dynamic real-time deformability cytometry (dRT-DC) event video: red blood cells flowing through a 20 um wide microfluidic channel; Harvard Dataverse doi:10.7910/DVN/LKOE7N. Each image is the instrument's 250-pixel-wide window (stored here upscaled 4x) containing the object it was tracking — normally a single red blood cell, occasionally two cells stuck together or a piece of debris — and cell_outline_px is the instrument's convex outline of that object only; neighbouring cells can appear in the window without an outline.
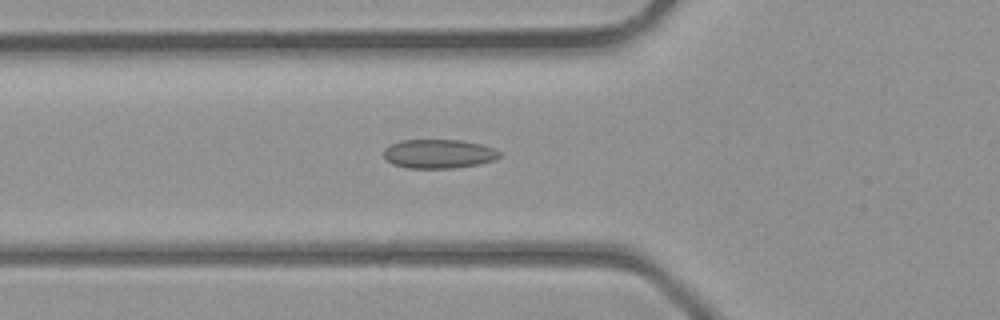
{"species": "common noctule bat (a hibernating species)", "species_latin": "Nyctalus noctula", "temperature_condition": "room temperature", "stored_images_in_passage": 35, "camera_frame_rate_fps": 3000, "um_per_image_px": 0.085, "animal": {"sex": "male", "body_mass_g": 23.1, "forearm_length_mm": 52.7}, "frame": {"image": 1, "passage_image": 9, "time_ms": 2.667, "image_size_px": [1000, 320], "cell_outline_px": [[504, 152], [496, 160], [476, 164], [452, 168], [408, 168], [392, 164], [384, 156], [384, 148], [400, 140], [460, 140], [480, 144], [496, 148]], "centroid_in_image_um": [37.33, 13.07], "position_along_channel_um": 88.5, "area_um2": 19.65}}
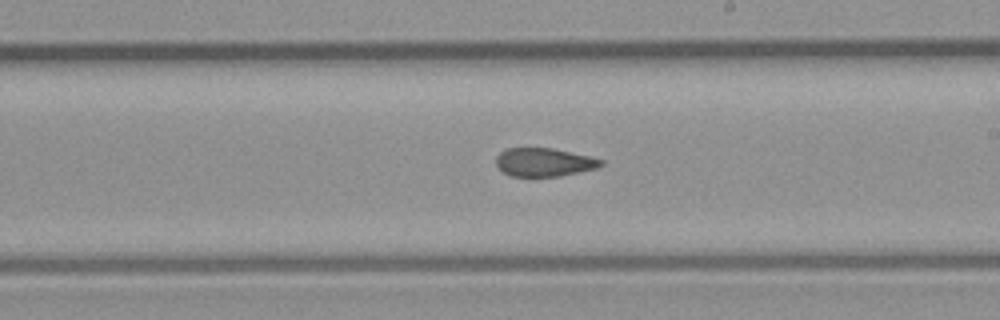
{"frame": {"image": 2, "passage_image": 18, "time_ms": 5.667, "image_size_px": [1000, 320], "cell_outline_px": [[604, 164], [596, 168], [560, 176], [512, 176], [504, 172], [496, 164], [496, 156], [500, 152], [508, 148], [552, 148], [592, 156], [604, 160]], "centroid_in_image_um": [46.28, 13.78], "position_along_channel_um": 242.7, "area_um2": 17.34}}
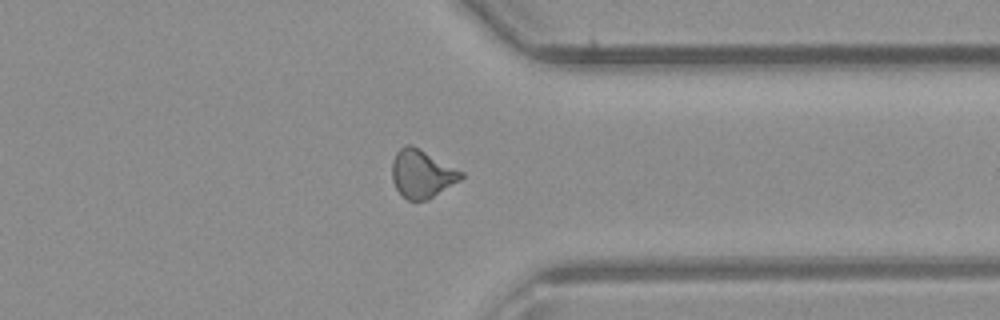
{"frame": {"image": 3, "passage_image": 26, "time_ms": 8.333, "image_size_px": [1000, 320], "cell_outline_px": [[464, 176], [460, 180], [428, 200], [408, 200], [396, 188], [392, 180], [392, 160], [396, 152], [404, 144], [412, 144], [464, 172]], "centroid_in_image_um": [35.85, 14.75], "position_along_channel_um": 375.5, "area_um2": 19.36}}